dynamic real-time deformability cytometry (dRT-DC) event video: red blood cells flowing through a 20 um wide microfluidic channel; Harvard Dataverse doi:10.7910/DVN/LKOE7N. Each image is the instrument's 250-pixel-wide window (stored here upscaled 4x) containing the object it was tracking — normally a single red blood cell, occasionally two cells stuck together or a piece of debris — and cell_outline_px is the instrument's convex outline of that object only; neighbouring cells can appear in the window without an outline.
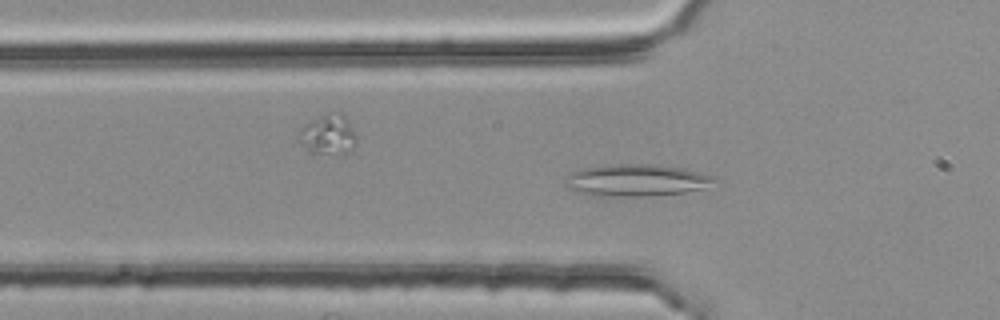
{"species": "common noctule bat (a hibernating species)", "species_latin": "Nyctalus noctula", "temperature_condition": "room temperature", "stored_images_in_passage": 47, "camera_frame_rate_fps": 3000, "um_per_image_px": 0.085, "animal": {"sex": "female", "body_mass_g": 25.1}, "frame": {"image": 1, "passage_image": 17, "time_ms": 5.333, "image_size_px": [1000, 320], "cell_outline_px": [[720, 180], [704, 188], [684, 192], [652, 196], [588, 196], [576, 192], [568, 188], [564, 184], [564, 176], [568, 172], [580, 168], [612, 164], [660, 164], [684, 168], [700, 172], [712, 176]], "centroid_in_image_um": [54.02, 15.32], "position_along_channel_um": 71.8, "area_um2": 28.55}}
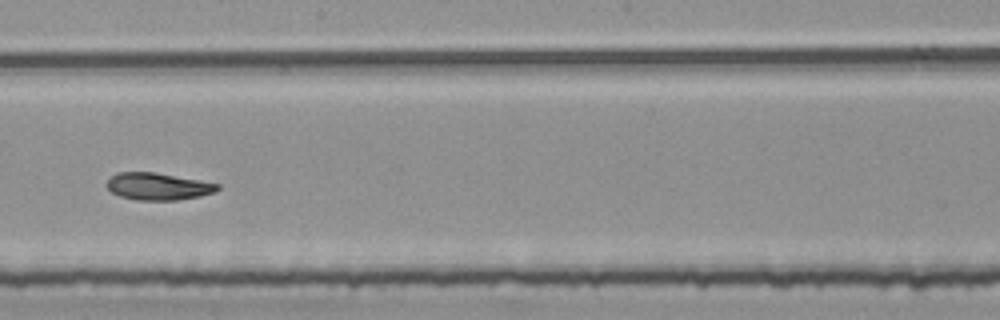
{"frame": {"image": 2, "passage_image": 30, "time_ms": 9.667, "image_size_px": [1000, 320], "cell_outline_px": [[220, 188], [212, 192], [200, 196], [180, 200], [136, 200], [120, 196], [112, 192], [104, 184], [112, 176], [120, 172], [156, 172], [200, 180], [220, 184]], "centroid_in_image_um": [13.43, 15.84], "position_along_channel_um": 234.8, "area_um2": 17.51}}
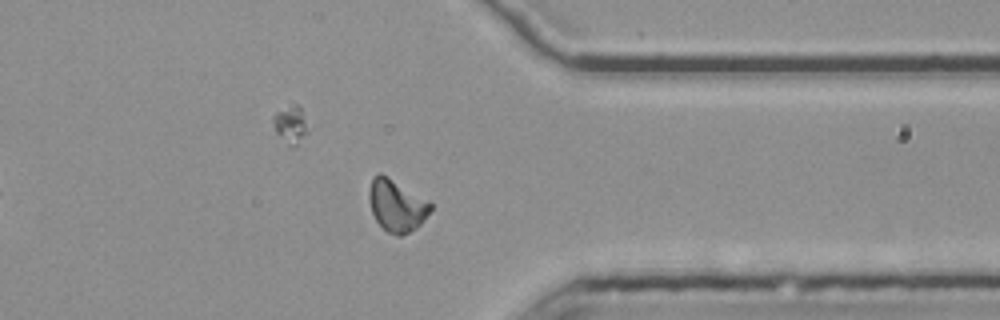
{"frame": {"image": 3, "passage_image": 42, "time_ms": 13.667, "image_size_px": [1000, 320], "cell_outline_px": [[432, 208], [420, 224], [416, 228], [400, 236], [396, 236], [388, 232], [376, 220], [372, 212], [368, 196], [368, 192], [372, 176], [380, 172], [428, 200], [432, 204]], "centroid_in_image_um": [33.69, 17.45], "position_along_channel_um": 377.7, "area_um2": 18.44}}